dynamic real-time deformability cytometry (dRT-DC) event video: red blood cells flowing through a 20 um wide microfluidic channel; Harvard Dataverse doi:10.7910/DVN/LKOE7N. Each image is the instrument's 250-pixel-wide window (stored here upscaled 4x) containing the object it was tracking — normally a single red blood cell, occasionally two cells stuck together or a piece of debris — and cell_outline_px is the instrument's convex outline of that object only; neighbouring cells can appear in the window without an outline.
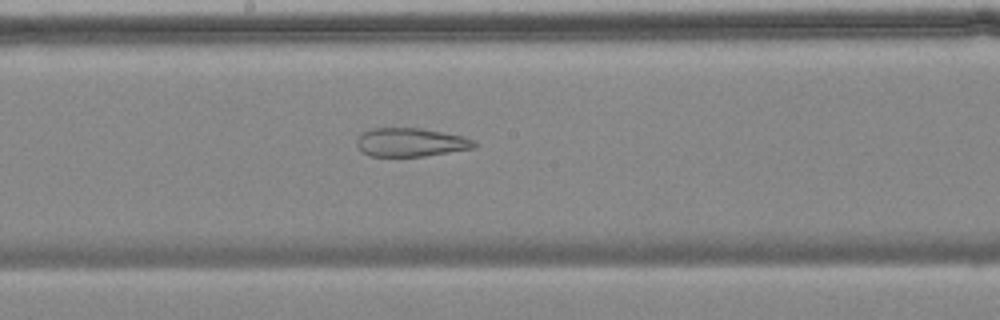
{"species": "common noctule bat (a hibernating species)", "species_latin": "Nyctalus noctula", "temperature_condition": "cold", "stored_images_in_passage": 56, "segment_of_instrument_passage": [2, 2], "camera_frame_rate_fps": 3000, "um_per_image_px": 0.085, "animal": {"sex": "female", "body_mass_g": 18.4}, "frame": {"image": 1, "passage_image": 29, "time_ms": 9.333, "image_size_px": [1000, 320], "cell_outline_px": [[480, 144], [476, 148], [424, 156], [368, 156], [356, 144], [356, 140], [360, 132], [372, 128], [420, 128], [464, 136]], "centroid_in_image_um": [34.92, 12.09], "position_along_channel_um": 213.3, "area_um2": 19.71}}
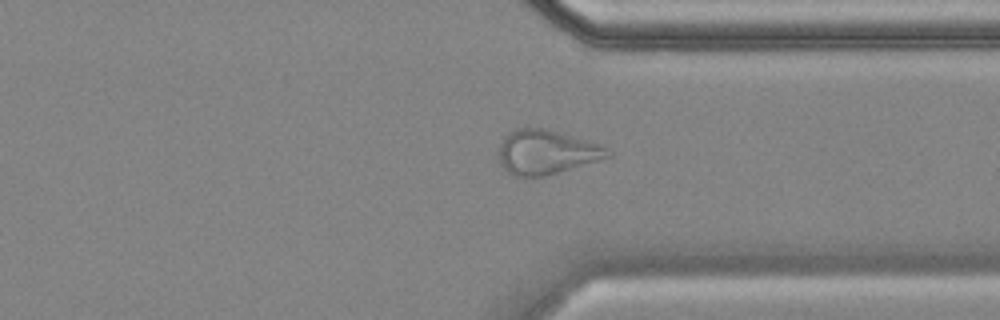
{"frame": {"image": 2, "passage_image": 42, "time_ms": 13.667, "image_size_px": [1000, 320], "cell_outline_px": [[612, 156], [600, 160], [544, 176], [512, 176], [500, 164], [500, 144], [504, 136], [508, 132], [516, 128], [544, 128], [600, 144], [608, 148], [612, 152]], "centroid_in_image_um": [46.45, 12.93], "position_along_channel_um": 365.0, "area_um2": 27.98}}
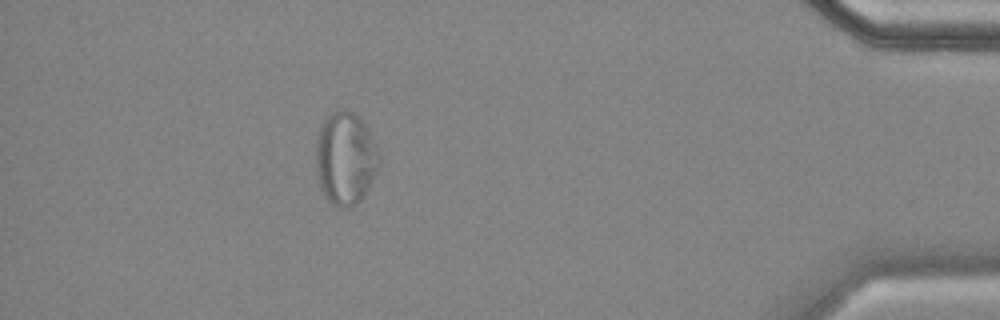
{"frame": {"image": 3, "passage_image": 50, "time_ms": 16.333, "image_size_px": [1000, 320], "cell_outline_px": [[380, 164], [364, 196], [356, 204], [348, 208], [336, 208], [324, 196], [320, 188], [316, 172], [316, 136], [320, 124], [336, 108], [344, 108], [360, 116], [368, 128], [376, 144], [380, 156]], "centroid_in_image_um": [29.35, 13.44], "position_along_channel_um": 405.8, "area_um2": 34.97}}